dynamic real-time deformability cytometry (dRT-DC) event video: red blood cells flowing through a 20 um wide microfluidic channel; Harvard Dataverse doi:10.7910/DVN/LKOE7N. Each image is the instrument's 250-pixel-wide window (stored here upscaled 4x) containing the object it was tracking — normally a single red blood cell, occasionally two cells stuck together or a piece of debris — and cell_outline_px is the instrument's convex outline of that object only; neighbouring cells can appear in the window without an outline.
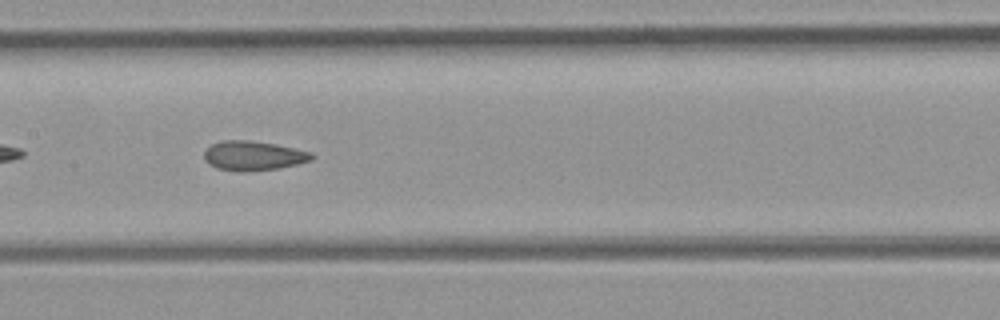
{"species": "common noctule bat (a hibernating species)", "species_latin": "Nyctalus noctula", "temperature_condition": "room temperature", "stored_images_in_passage": 37, "camera_frame_rate_fps": 3000, "um_per_image_px": 0.085, "animal": {"sex": "female", "body_mass_g": 21.9}, "frame": {"image": 1, "passage_image": 11, "time_ms": 3.333, "image_size_px": [1000, 320], "cell_outline_px": [[312, 160], [280, 168], [244, 172], [240, 172], [216, 168], [208, 164], [204, 160], [204, 152], [212, 144], [224, 140], [248, 140], [272, 144], [312, 152]], "centroid_in_image_um": [21.49, 13.25], "position_along_channel_um": 185.9, "area_um2": 18.32}}